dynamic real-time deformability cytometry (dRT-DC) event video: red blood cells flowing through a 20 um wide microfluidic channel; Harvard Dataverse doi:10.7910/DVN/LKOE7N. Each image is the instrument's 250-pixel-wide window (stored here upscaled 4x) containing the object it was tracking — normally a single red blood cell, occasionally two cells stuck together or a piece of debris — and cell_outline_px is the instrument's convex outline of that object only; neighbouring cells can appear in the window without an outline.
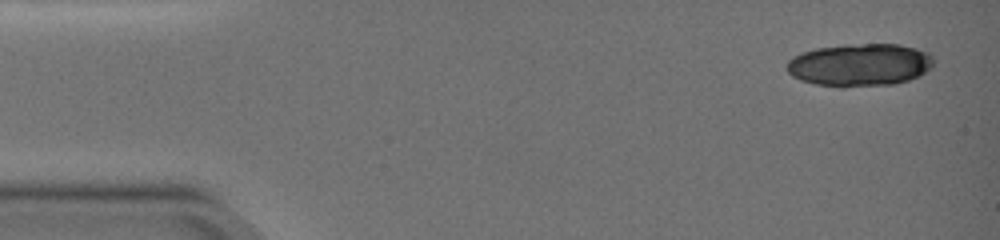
{"species": "common noctule bat (a hibernating species)", "species_latin": "Nyctalus noctula", "temperature_condition": "warm", "stored_images_in_passage": 15, "camera_frame_rate_fps": 3000, "um_per_image_px": 0.085, "animal": {"sex": "female", "body_mass_g": 19.0, "forearm_length_mm": 51.5}, "frame": {"image": 1, "passage_image": 1, "time_ms": 0.0, "image_size_px": [1000, 240], "cell_outline_px": [[932, 68], [920, 76], [908, 80], [892, 84], [844, 88], [840, 88], [816, 84], [800, 80], [792, 76], [788, 72], [788, 60], [792, 56], [816, 48], [844, 44], [900, 44], [916, 48], [928, 52], [932, 56]], "centroid_in_image_um": [73.09, 5.52], "position_along_channel_um": 11.9, "area_um2": 36.88}}